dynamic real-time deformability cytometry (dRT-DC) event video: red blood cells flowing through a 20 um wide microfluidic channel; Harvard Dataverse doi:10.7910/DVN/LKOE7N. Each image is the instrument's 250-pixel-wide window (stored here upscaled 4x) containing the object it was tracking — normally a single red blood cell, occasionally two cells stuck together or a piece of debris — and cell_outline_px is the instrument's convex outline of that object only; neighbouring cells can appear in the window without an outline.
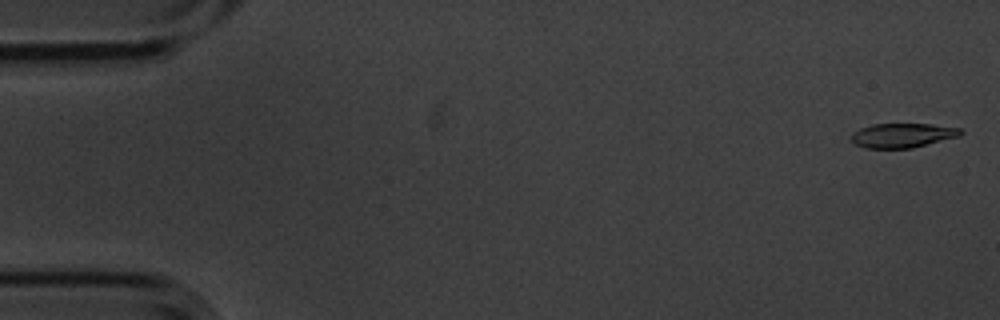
{"species": "common noctule bat (a hibernating species)", "species_latin": "Nyctalus noctula", "temperature_condition": "cold", "stored_images_in_passage": 11, "camera_frame_rate_fps": 3000, "um_per_image_px": 0.085, "animal": {"sex": "male", "body_mass_g": 20.1, "forearm_length_mm": 53.5}, "frame": {"image": 1, "passage_image": 2, "time_ms": 0.333, "image_size_px": [1000, 320], "cell_outline_px": [[964, 132], [960, 136], [912, 148], [864, 148], [856, 144], [852, 140], [852, 132], [860, 128], [872, 124], [932, 124], [960, 128]], "centroid_in_image_um": [76.73, 11.5], "position_along_channel_um": 8.3, "area_um2": 15.55}}